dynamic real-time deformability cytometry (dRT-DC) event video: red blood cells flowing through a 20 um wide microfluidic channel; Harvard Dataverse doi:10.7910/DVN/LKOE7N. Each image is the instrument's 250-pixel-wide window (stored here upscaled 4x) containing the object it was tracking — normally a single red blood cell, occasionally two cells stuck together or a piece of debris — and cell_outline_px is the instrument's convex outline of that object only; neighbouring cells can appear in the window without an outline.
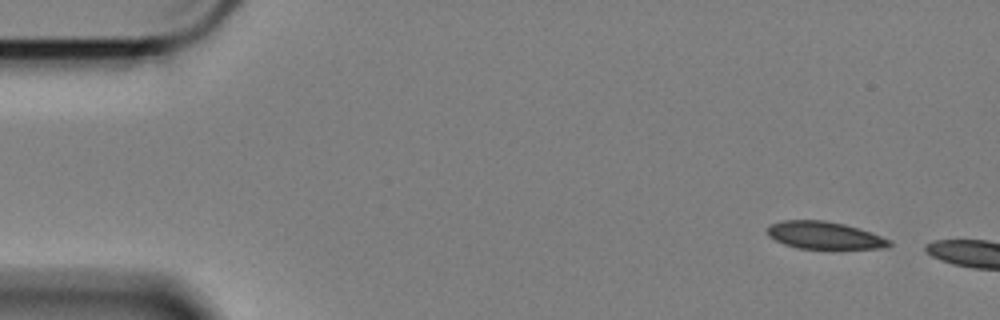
{"species": "Egyptian fruit bat (a non-hibernating species)", "species_latin": "Rousettus aegyptiacus", "temperature_condition": "cold", "stored_images_in_passage": 9, "camera_frame_rate_fps": 3000, "um_per_image_px": 0.085, "animal": {"sex": "female"}, "frame": {"image": 1, "passage_image": 1, "time_ms": 0.0, "image_size_px": [1000, 320], "cell_outline_px": [[892, 244], [888, 248], [796, 248], [784, 244], [768, 236], [768, 224], [780, 220], [824, 220], [844, 224], [860, 228], [872, 232], [892, 240]], "centroid_in_image_um": [70.09, 19.99], "position_along_channel_um": 14.9, "area_um2": 19.59}}